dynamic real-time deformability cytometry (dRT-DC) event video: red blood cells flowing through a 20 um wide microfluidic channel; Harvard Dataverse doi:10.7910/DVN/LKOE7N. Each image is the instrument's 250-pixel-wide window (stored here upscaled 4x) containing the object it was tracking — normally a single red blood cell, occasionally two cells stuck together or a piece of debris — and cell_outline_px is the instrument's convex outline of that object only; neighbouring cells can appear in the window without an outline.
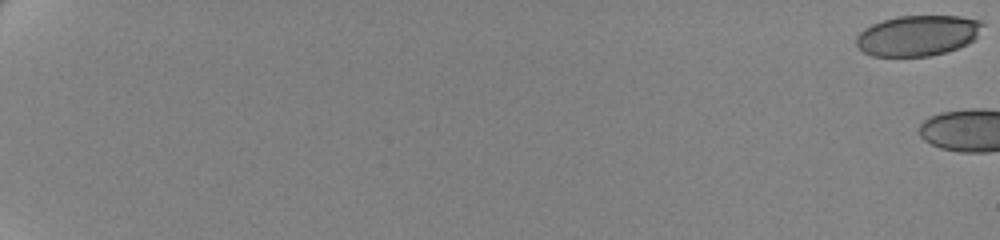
{"species": "human", "species_latin": "Homo sapiens", "temperature_condition": "cold", "stored_images_in_passage": 5, "camera_frame_rate_fps": 3000, "um_per_image_px": 0.085, "donor": {"sex": "female"}, "frame": {"image": 1, "passage_image": 1, "time_ms": 0.0, "image_size_px": [1000, 240], "cell_outline_px": [[984, 24], [976, 36], [968, 44], [944, 52], [928, 56], [872, 56], [864, 52], [856, 44], [856, 36], [864, 28], [872, 24], [884, 20], [900, 16], [960, 16], [980, 20]], "centroid_in_image_um": [77.99, 3.02], "position_along_channel_um": 7.0, "area_um2": 29.65}}